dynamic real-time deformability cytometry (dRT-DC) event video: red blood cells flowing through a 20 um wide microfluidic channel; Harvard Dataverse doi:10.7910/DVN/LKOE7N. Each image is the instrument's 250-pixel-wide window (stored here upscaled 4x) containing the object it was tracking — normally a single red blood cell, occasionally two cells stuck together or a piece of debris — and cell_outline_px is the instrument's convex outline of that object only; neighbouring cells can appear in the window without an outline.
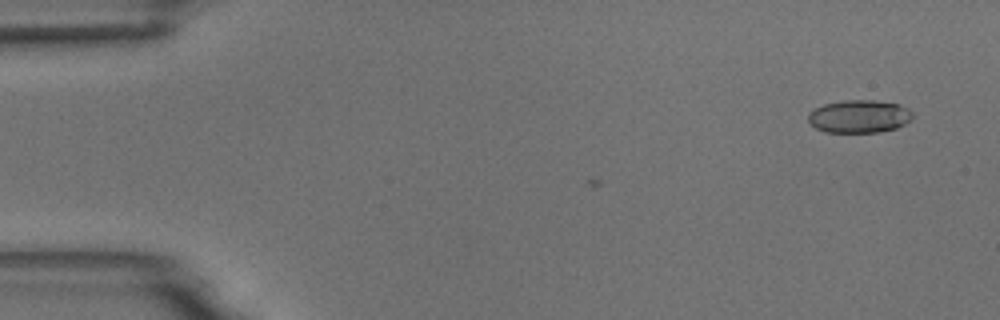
{"species": "common noctule bat (a hibernating species)", "species_latin": "Nyctalus noctula", "temperature_condition": "room temperature", "stored_images_in_passage": 3, "camera_frame_rate_fps": 3000, "um_per_image_px": 0.085, "animal": {"sex": "male", "body_mass_g": 18.8}, "frame": {"image": 1, "passage_image": 3, "time_ms": 2.333, "image_size_px": [1000, 320], "cell_outline_px": [[912, 116], [904, 124], [896, 128], [880, 132], [824, 132], [816, 128], [808, 120], [808, 116], [816, 108], [824, 104], [844, 100], [872, 100], [900, 104], [908, 108], [912, 112]], "centroid_in_image_um": [73.04, 9.89], "position_along_channel_um": 12.0, "area_um2": 19.83}}